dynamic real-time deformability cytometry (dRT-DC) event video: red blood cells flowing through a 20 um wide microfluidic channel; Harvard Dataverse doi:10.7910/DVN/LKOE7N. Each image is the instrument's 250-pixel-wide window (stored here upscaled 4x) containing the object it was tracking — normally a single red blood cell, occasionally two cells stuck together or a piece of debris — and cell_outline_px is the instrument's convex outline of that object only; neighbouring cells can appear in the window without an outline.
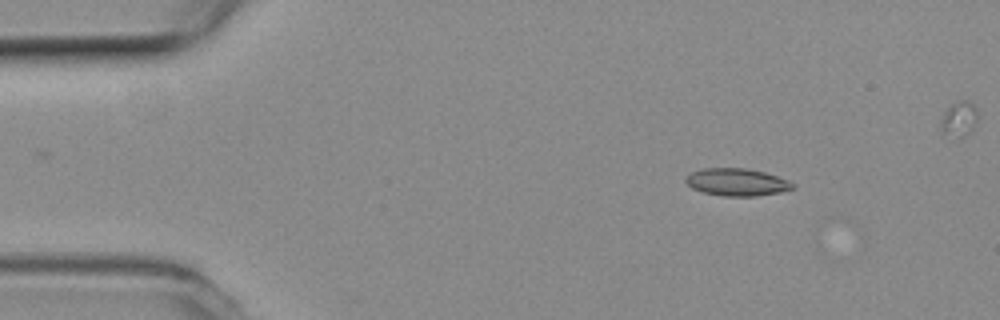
{"species": "common noctule bat (a hibernating species)", "species_latin": "Nyctalus noctula", "temperature_condition": "room temperature", "stored_images_in_passage": 6, "camera_frame_rate_fps": 3000, "um_per_image_px": 0.085, "animal": {"sex": "female", "body_mass_g": 19.3, "forearm_length_mm": 54.1}, "frame": {"image": 1, "passage_image": 3, "time_ms": 0.667, "image_size_px": [1000, 320], "cell_outline_px": [[796, 188], [780, 192], [756, 196], [724, 196], [704, 192], [692, 188], [684, 180], [692, 172], [704, 168], [748, 168], [764, 172], [788, 180]], "centroid_in_image_um": [62.64, 15.48], "position_along_channel_um": 22.4, "area_um2": 16.94}}